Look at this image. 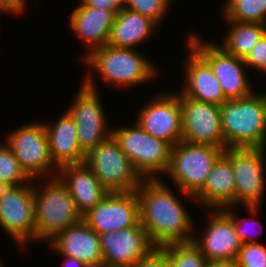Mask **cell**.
<instances>
[{
  "instance_id": "6da1fadb",
  "label": "cell",
  "mask_w": 266,
  "mask_h": 267,
  "mask_svg": "<svg viewBox=\"0 0 266 267\" xmlns=\"http://www.w3.org/2000/svg\"><path fill=\"white\" fill-rule=\"evenodd\" d=\"M162 181L161 177L144 179L137 188L140 224L156 248L191 242L196 229L192 216L190 217L184 204Z\"/></svg>"
},
{
  "instance_id": "7a4b0ae2",
  "label": "cell",
  "mask_w": 266,
  "mask_h": 267,
  "mask_svg": "<svg viewBox=\"0 0 266 267\" xmlns=\"http://www.w3.org/2000/svg\"><path fill=\"white\" fill-rule=\"evenodd\" d=\"M220 112L227 148H266V93L226 100Z\"/></svg>"
},
{
  "instance_id": "3957f363",
  "label": "cell",
  "mask_w": 266,
  "mask_h": 267,
  "mask_svg": "<svg viewBox=\"0 0 266 267\" xmlns=\"http://www.w3.org/2000/svg\"><path fill=\"white\" fill-rule=\"evenodd\" d=\"M137 49L117 48L108 44L82 56L83 62L108 85L130 87L150 82L158 70ZM157 70V71H156Z\"/></svg>"
},
{
  "instance_id": "277c9868",
  "label": "cell",
  "mask_w": 266,
  "mask_h": 267,
  "mask_svg": "<svg viewBox=\"0 0 266 267\" xmlns=\"http://www.w3.org/2000/svg\"><path fill=\"white\" fill-rule=\"evenodd\" d=\"M37 185H34L36 241L49 242L58 233L82 221L83 216L58 176L48 178L46 185Z\"/></svg>"
},
{
  "instance_id": "5b68a950",
  "label": "cell",
  "mask_w": 266,
  "mask_h": 267,
  "mask_svg": "<svg viewBox=\"0 0 266 267\" xmlns=\"http://www.w3.org/2000/svg\"><path fill=\"white\" fill-rule=\"evenodd\" d=\"M223 153L224 149L215 146L180 141L171 147L169 166L165 173L173 179L182 191L180 193L192 200Z\"/></svg>"
},
{
  "instance_id": "8992f818",
  "label": "cell",
  "mask_w": 266,
  "mask_h": 267,
  "mask_svg": "<svg viewBox=\"0 0 266 267\" xmlns=\"http://www.w3.org/2000/svg\"><path fill=\"white\" fill-rule=\"evenodd\" d=\"M112 136L143 179H159L169 166L171 146L148 134L136 121L131 127H115Z\"/></svg>"
},
{
  "instance_id": "52a82bcc",
  "label": "cell",
  "mask_w": 266,
  "mask_h": 267,
  "mask_svg": "<svg viewBox=\"0 0 266 267\" xmlns=\"http://www.w3.org/2000/svg\"><path fill=\"white\" fill-rule=\"evenodd\" d=\"M92 77L91 71L87 72L75 101L67 107L75 121L79 146L85 155L112 135V129H107L106 113Z\"/></svg>"
},
{
  "instance_id": "ba28073f",
  "label": "cell",
  "mask_w": 266,
  "mask_h": 267,
  "mask_svg": "<svg viewBox=\"0 0 266 267\" xmlns=\"http://www.w3.org/2000/svg\"><path fill=\"white\" fill-rule=\"evenodd\" d=\"M85 164L108 192L136 191L144 180L112 135L86 155Z\"/></svg>"
},
{
  "instance_id": "9c48e42d",
  "label": "cell",
  "mask_w": 266,
  "mask_h": 267,
  "mask_svg": "<svg viewBox=\"0 0 266 267\" xmlns=\"http://www.w3.org/2000/svg\"><path fill=\"white\" fill-rule=\"evenodd\" d=\"M266 148H226L235 174V207L245 206L255 215L261 207L265 190ZM241 204V205H240Z\"/></svg>"
},
{
  "instance_id": "30bf717a",
  "label": "cell",
  "mask_w": 266,
  "mask_h": 267,
  "mask_svg": "<svg viewBox=\"0 0 266 267\" xmlns=\"http://www.w3.org/2000/svg\"><path fill=\"white\" fill-rule=\"evenodd\" d=\"M0 226L22 248L36 242L34 182L0 187Z\"/></svg>"
},
{
  "instance_id": "8fae6325",
  "label": "cell",
  "mask_w": 266,
  "mask_h": 267,
  "mask_svg": "<svg viewBox=\"0 0 266 267\" xmlns=\"http://www.w3.org/2000/svg\"><path fill=\"white\" fill-rule=\"evenodd\" d=\"M6 140L5 143L31 180L39 181L40 176H57L58 168L50 156L44 123L35 122L15 128L10 134L8 133Z\"/></svg>"
},
{
  "instance_id": "7c38bea8",
  "label": "cell",
  "mask_w": 266,
  "mask_h": 267,
  "mask_svg": "<svg viewBox=\"0 0 266 267\" xmlns=\"http://www.w3.org/2000/svg\"><path fill=\"white\" fill-rule=\"evenodd\" d=\"M200 36L190 34L186 43L211 67L227 100L249 97L254 92L243 59L226 53L215 43L204 42Z\"/></svg>"
},
{
  "instance_id": "4fadbf2b",
  "label": "cell",
  "mask_w": 266,
  "mask_h": 267,
  "mask_svg": "<svg viewBox=\"0 0 266 267\" xmlns=\"http://www.w3.org/2000/svg\"><path fill=\"white\" fill-rule=\"evenodd\" d=\"M180 93L182 140L226 149L220 106L200 102Z\"/></svg>"
},
{
  "instance_id": "5bb4252c",
  "label": "cell",
  "mask_w": 266,
  "mask_h": 267,
  "mask_svg": "<svg viewBox=\"0 0 266 267\" xmlns=\"http://www.w3.org/2000/svg\"><path fill=\"white\" fill-rule=\"evenodd\" d=\"M83 221L98 234L137 225L140 214L136 191L107 193L83 215Z\"/></svg>"
},
{
  "instance_id": "9a60e30c",
  "label": "cell",
  "mask_w": 266,
  "mask_h": 267,
  "mask_svg": "<svg viewBox=\"0 0 266 267\" xmlns=\"http://www.w3.org/2000/svg\"><path fill=\"white\" fill-rule=\"evenodd\" d=\"M103 260L110 267H135L156 247L140 224L98 234Z\"/></svg>"
},
{
  "instance_id": "2e32d148",
  "label": "cell",
  "mask_w": 266,
  "mask_h": 267,
  "mask_svg": "<svg viewBox=\"0 0 266 267\" xmlns=\"http://www.w3.org/2000/svg\"><path fill=\"white\" fill-rule=\"evenodd\" d=\"M135 120L148 134L162 139L171 147L182 140L180 95L162 93L141 106Z\"/></svg>"
},
{
  "instance_id": "e0dca14e",
  "label": "cell",
  "mask_w": 266,
  "mask_h": 267,
  "mask_svg": "<svg viewBox=\"0 0 266 267\" xmlns=\"http://www.w3.org/2000/svg\"><path fill=\"white\" fill-rule=\"evenodd\" d=\"M210 218L202 237H193L207 261L234 264L242 242L238 238L232 219L222 209H208Z\"/></svg>"
},
{
  "instance_id": "ac0fdd59",
  "label": "cell",
  "mask_w": 266,
  "mask_h": 267,
  "mask_svg": "<svg viewBox=\"0 0 266 267\" xmlns=\"http://www.w3.org/2000/svg\"><path fill=\"white\" fill-rule=\"evenodd\" d=\"M185 60V76L181 93L188 98L220 106L227 99L210 65L191 47Z\"/></svg>"
},
{
  "instance_id": "d6986e66",
  "label": "cell",
  "mask_w": 266,
  "mask_h": 267,
  "mask_svg": "<svg viewBox=\"0 0 266 267\" xmlns=\"http://www.w3.org/2000/svg\"><path fill=\"white\" fill-rule=\"evenodd\" d=\"M69 17V28L87 46L86 56L107 44L115 13L110 10L78 5Z\"/></svg>"
},
{
  "instance_id": "ffe728a7",
  "label": "cell",
  "mask_w": 266,
  "mask_h": 267,
  "mask_svg": "<svg viewBox=\"0 0 266 267\" xmlns=\"http://www.w3.org/2000/svg\"><path fill=\"white\" fill-rule=\"evenodd\" d=\"M193 199L206 210L235 207V174L231 160L224 153L214 163L203 187Z\"/></svg>"
},
{
  "instance_id": "44dd1931",
  "label": "cell",
  "mask_w": 266,
  "mask_h": 267,
  "mask_svg": "<svg viewBox=\"0 0 266 267\" xmlns=\"http://www.w3.org/2000/svg\"><path fill=\"white\" fill-rule=\"evenodd\" d=\"M62 114L57 118L54 125L49 122L44 123L50 156L58 169L65 165L84 163L86 158L79 146L77 128L73 117L67 110Z\"/></svg>"
},
{
  "instance_id": "7402d4cb",
  "label": "cell",
  "mask_w": 266,
  "mask_h": 267,
  "mask_svg": "<svg viewBox=\"0 0 266 267\" xmlns=\"http://www.w3.org/2000/svg\"><path fill=\"white\" fill-rule=\"evenodd\" d=\"M57 176L67 186L82 216L109 193L85 162L62 166L58 169Z\"/></svg>"
},
{
  "instance_id": "603a6c76",
  "label": "cell",
  "mask_w": 266,
  "mask_h": 267,
  "mask_svg": "<svg viewBox=\"0 0 266 267\" xmlns=\"http://www.w3.org/2000/svg\"><path fill=\"white\" fill-rule=\"evenodd\" d=\"M54 252L83 263L103 259L99 236L83 220L58 233L49 241Z\"/></svg>"
},
{
  "instance_id": "cb8c5ba5",
  "label": "cell",
  "mask_w": 266,
  "mask_h": 267,
  "mask_svg": "<svg viewBox=\"0 0 266 267\" xmlns=\"http://www.w3.org/2000/svg\"><path fill=\"white\" fill-rule=\"evenodd\" d=\"M158 25L150 18L123 7L115 14L107 44L117 48H135L151 37Z\"/></svg>"
},
{
  "instance_id": "d4e9b609",
  "label": "cell",
  "mask_w": 266,
  "mask_h": 267,
  "mask_svg": "<svg viewBox=\"0 0 266 267\" xmlns=\"http://www.w3.org/2000/svg\"><path fill=\"white\" fill-rule=\"evenodd\" d=\"M226 36L221 45L218 44L226 53L244 59L247 54L255 47L259 39L266 32V24L261 23H242L230 20Z\"/></svg>"
},
{
  "instance_id": "484cf974",
  "label": "cell",
  "mask_w": 266,
  "mask_h": 267,
  "mask_svg": "<svg viewBox=\"0 0 266 267\" xmlns=\"http://www.w3.org/2000/svg\"><path fill=\"white\" fill-rule=\"evenodd\" d=\"M222 9L224 20L266 24V0H226Z\"/></svg>"
},
{
  "instance_id": "4316f807",
  "label": "cell",
  "mask_w": 266,
  "mask_h": 267,
  "mask_svg": "<svg viewBox=\"0 0 266 267\" xmlns=\"http://www.w3.org/2000/svg\"><path fill=\"white\" fill-rule=\"evenodd\" d=\"M167 256L170 267H205L207 260L191 241L173 243L160 248Z\"/></svg>"
},
{
  "instance_id": "83f0119b",
  "label": "cell",
  "mask_w": 266,
  "mask_h": 267,
  "mask_svg": "<svg viewBox=\"0 0 266 267\" xmlns=\"http://www.w3.org/2000/svg\"><path fill=\"white\" fill-rule=\"evenodd\" d=\"M0 144V187L17 186L34 181L22 170L9 146Z\"/></svg>"
},
{
  "instance_id": "f1b7e54d",
  "label": "cell",
  "mask_w": 266,
  "mask_h": 267,
  "mask_svg": "<svg viewBox=\"0 0 266 267\" xmlns=\"http://www.w3.org/2000/svg\"><path fill=\"white\" fill-rule=\"evenodd\" d=\"M172 0H125L124 7L150 18L160 27Z\"/></svg>"
},
{
  "instance_id": "f546056e",
  "label": "cell",
  "mask_w": 266,
  "mask_h": 267,
  "mask_svg": "<svg viewBox=\"0 0 266 267\" xmlns=\"http://www.w3.org/2000/svg\"><path fill=\"white\" fill-rule=\"evenodd\" d=\"M235 267H266V244H242L234 262Z\"/></svg>"
},
{
  "instance_id": "4dcf8cb0",
  "label": "cell",
  "mask_w": 266,
  "mask_h": 267,
  "mask_svg": "<svg viewBox=\"0 0 266 267\" xmlns=\"http://www.w3.org/2000/svg\"><path fill=\"white\" fill-rule=\"evenodd\" d=\"M243 61L246 67H251L258 73L264 72L266 74V32Z\"/></svg>"
},
{
  "instance_id": "1f68e13d",
  "label": "cell",
  "mask_w": 266,
  "mask_h": 267,
  "mask_svg": "<svg viewBox=\"0 0 266 267\" xmlns=\"http://www.w3.org/2000/svg\"><path fill=\"white\" fill-rule=\"evenodd\" d=\"M233 207L234 206H226V207L222 208V210L232 219V221L234 223V227H235L236 233L238 235V238L240 239V241L242 242V244L257 243V239H255L256 235H252L253 233L250 232V229L248 230L249 226L246 227L247 226L246 224L249 225L252 222L249 223L248 220H246L247 218H245V219L242 218L241 220H239L238 215L236 216V213L233 212V210H235V209H233ZM257 224L260 225V227H259V229H260L261 226H262L261 223L258 221Z\"/></svg>"
},
{
  "instance_id": "d6a6232c",
  "label": "cell",
  "mask_w": 266,
  "mask_h": 267,
  "mask_svg": "<svg viewBox=\"0 0 266 267\" xmlns=\"http://www.w3.org/2000/svg\"><path fill=\"white\" fill-rule=\"evenodd\" d=\"M135 267H170V265L168 256L160 248H155L147 257L140 260Z\"/></svg>"
},
{
  "instance_id": "836d02e7",
  "label": "cell",
  "mask_w": 266,
  "mask_h": 267,
  "mask_svg": "<svg viewBox=\"0 0 266 267\" xmlns=\"http://www.w3.org/2000/svg\"><path fill=\"white\" fill-rule=\"evenodd\" d=\"M125 4V0H80V5L91 6L113 11L117 14Z\"/></svg>"
},
{
  "instance_id": "e575fe53",
  "label": "cell",
  "mask_w": 266,
  "mask_h": 267,
  "mask_svg": "<svg viewBox=\"0 0 266 267\" xmlns=\"http://www.w3.org/2000/svg\"><path fill=\"white\" fill-rule=\"evenodd\" d=\"M26 2L25 0H0V12L18 15L25 11Z\"/></svg>"
},
{
  "instance_id": "d590c367",
  "label": "cell",
  "mask_w": 266,
  "mask_h": 267,
  "mask_svg": "<svg viewBox=\"0 0 266 267\" xmlns=\"http://www.w3.org/2000/svg\"><path fill=\"white\" fill-rule=\"evenodd\" d=\"M64 257L62 267H83V262L69 256H62Z\"/></svg>"
},
{
  "instance_id": "8d00e7d4",
  "label": "cell",
  "mask_w": 266,
  "mask_h": 267,
  "mask_svg": "<svg viewBox=\"0 0 266 267\" xmlns=\"http://www.w3.org/2000/svg\"><path fill=\"white\" fill-rule=\"evenodd\" d=\"M83 267H110L103 259L90 261L83 264Z\"/></svg>"
},
{
  "instance_id": "74e56055",
  "label": "cell",
  "mask_w": 266,
  "mask_h": 267,
  "mask_svg": "<svg viewBox=\"0 0 266 267\" xmlns=\"http://www.w3.org/2000/svg\"><path fill=\"white\" fill-rule=\"evenodd\" d=\"M205 267H235L234 264L226 262L207 261Z\"/></svg>"
},
{
  "instance_id": "f35d334b",
  "label": "cell",
  "mask_w": 266,
  "mask_h": 267,
  "mask_svg": "<svg viewBox=\"0 0 266 267\" xmlns=\"http://www.w3.org/2000/svg\"><path fill=\"white\" fill-rule=\"evenodd\" d=\"M0 267H4V265L2 264L1 260H0Z\"/></svg>"
}]
</instances>
